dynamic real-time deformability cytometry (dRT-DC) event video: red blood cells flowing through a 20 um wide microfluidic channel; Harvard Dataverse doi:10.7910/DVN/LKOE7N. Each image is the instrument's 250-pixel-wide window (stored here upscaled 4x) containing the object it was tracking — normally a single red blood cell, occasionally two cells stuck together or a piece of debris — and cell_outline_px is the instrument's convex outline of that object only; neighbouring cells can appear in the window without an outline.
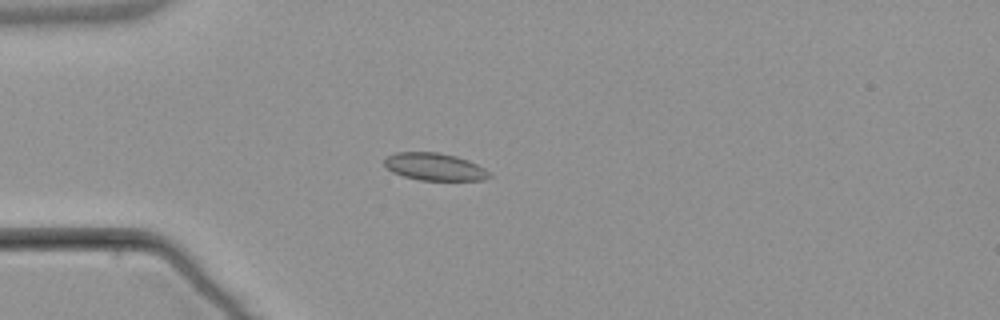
{"species": "common noctule bat (a hibernating species)", "species_latin": "Nyctalus noctula", "temperature_condition": "warm", "stored_images_in_passage": 2, "camera_frame_rate_fps": 3000, "um_per_image_px": 0.085, "animal": {"sex": "male", "body_mass_g": 21.5, "forearm_length_mm": 52.0}, "frame": {"image": 1, "passage_image": 2, "time_ms": 1.0, "image_size_px": [1000, 320], "cell_outline_px": [[492, 176], [484, 180], [420, 180], [404, 176], [392, 172], [384, 164], [384, 156], [396, 152], [440, 152], [456, 156], [468, 160], [484, 168]], "centroid_in_image_um": [36.92, 14.16], "position_along_channel_um": 48.1, "area_um2": 16.82}}